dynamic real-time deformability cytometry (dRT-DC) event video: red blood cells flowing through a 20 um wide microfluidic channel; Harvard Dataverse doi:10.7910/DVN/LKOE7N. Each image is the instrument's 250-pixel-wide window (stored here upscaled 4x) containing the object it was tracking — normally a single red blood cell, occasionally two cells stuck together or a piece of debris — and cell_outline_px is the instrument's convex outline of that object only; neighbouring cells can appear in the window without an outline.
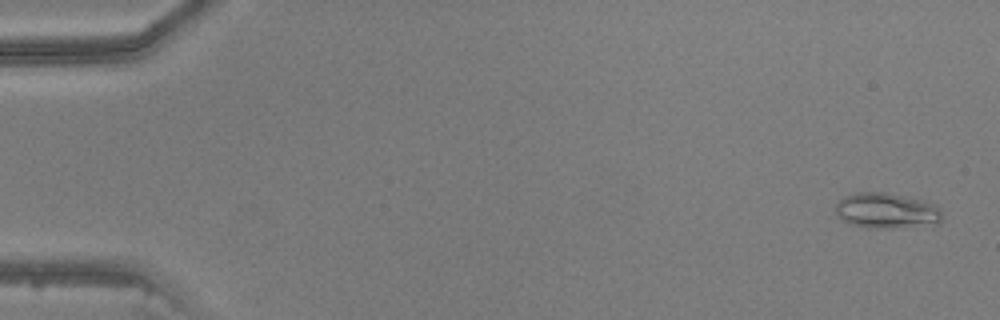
{"species": "common noctule bat (a hibernating species)", "species_latin": "Nyctalus noctula", "temperature_condition": "warm", "stored_images_in_passage": 47, "camera_frame_rate_fps": 3000, "um_per_image_px": 0.085, "animal": {"sex": "male", "body_mass_g": 20.5, "forearm_length_mm": 52.5}, "frame": {"image": 1, "passage_image": 2, "time_ms": 0.333, "image_size_px": [1000, 320], "cell_outline_px": [[940, 224], [880, 228], [864, 228], [848, 224], [840, 220], [836, 216], [836, 204], [844, 196], [856, 192], [884, 192], [908, 196], [932, 204], [940, 208]], "centroid_in_image_um": [75.29, 17.91], "position_along_channel_um": 9.7, "area_um2": 22.14}}
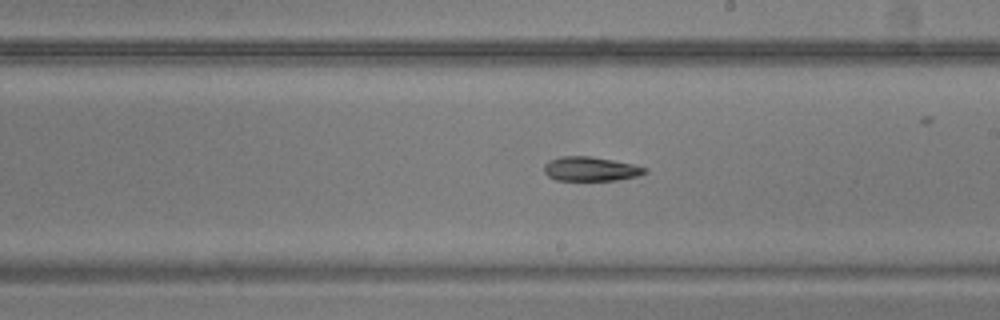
{"frame": {"image": 2, "passage_image": 28, "time_ms": 9.0, "image_size_px": [1000, 320], "cell_outline_px": [[648, 172], [636, 176], [616, 180], [556, 180], [548, 176], [544, 172], [544, 164], [548, 160], [560, 156], [588, 156], [612, 160], [632, 164], [648, 168]], "centroid_in_image_um": [50.17, 14.35], "position_along_channel_um": 238.8, "area_um2": 14.22}}
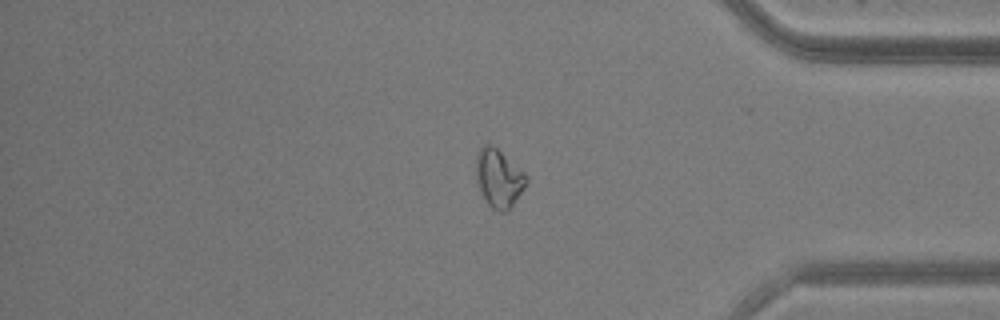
{"frame": {"image": 3, "passage_image": 40, "time_ms": 13.0, "image_size_px": [1000, 320], "cell_outline_px": [[528, 180], [524, 188], [508, 212], [504, 212], [492, 208], [488, 204], [476, 180], [476, 152], [484, 144], [492, 144], [524, 172], [528, 176]], "centroid_in_image_um": [42.39, 15.13], "position_along_channel_um": 392.8, "area_um2": 16.94}}